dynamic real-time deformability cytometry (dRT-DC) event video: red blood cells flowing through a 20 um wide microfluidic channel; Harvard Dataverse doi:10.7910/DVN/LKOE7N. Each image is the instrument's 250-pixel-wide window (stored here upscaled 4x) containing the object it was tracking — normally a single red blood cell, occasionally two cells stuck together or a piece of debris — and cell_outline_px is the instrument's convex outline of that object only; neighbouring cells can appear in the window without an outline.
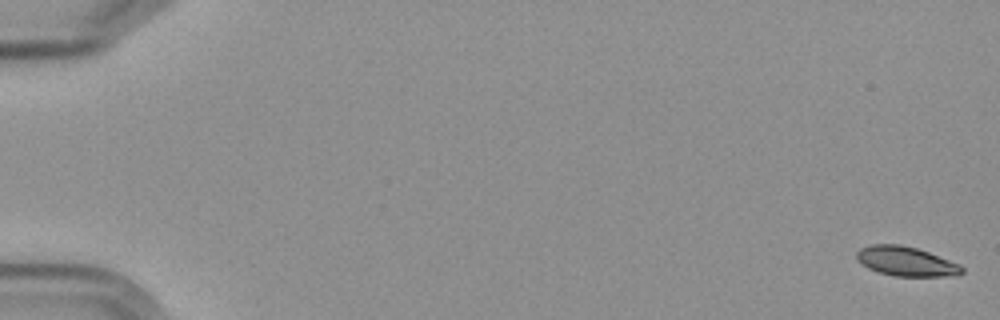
{"species": "Egyptian fruit bat (a non-hibernating species)", "species_latin": "Rousettus aegyptiacus", "temperature_condition": "cold", "stored_images_in_passage": 6, "camera_frame_rate_fps": 3000, "um_per_image_px": 0.085, "frame": {"image": 1, "passage_image": 1, "time_ms": 0.0, "image_size_px": [1000, 320], "cell_outline_px": [[964, 272], [956, 276], [896, 276], [880, 272], [868, 268], [860, 264], [856, 260], [856, 252], [860, 248], [872, 244], [900, 244], [916, 248], [928, 252], [960, 264], [964, 268]], "centroid_in_image_um": [77.01, 22.21], "position_along_channel_um": 8.0, "area_um2": 18.15}}
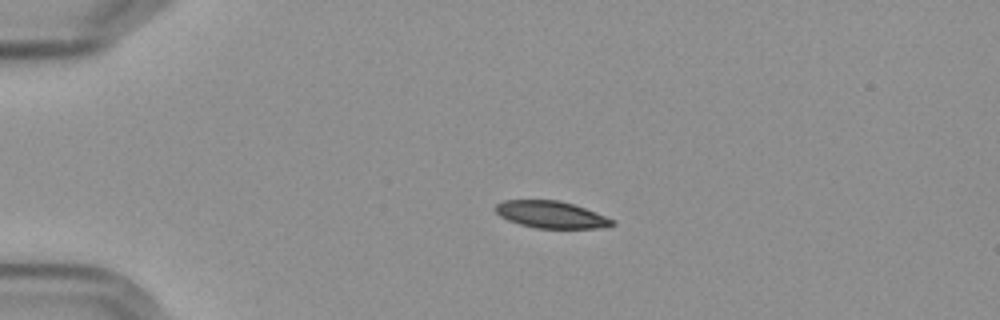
{"frame": {"image": 2, "passage_image": 4, "time_ms": 4.333, "image_size_px": [1000, 320], "cell_outline_px": [[616, 224], [600, 228], [536, 228], [520, 224], [508, 220], [500, 216], [492, 208], [496, 204], [504, 200], [560, 200], [596, 212], [616, 220]], "centroid_in_image_um": [46.84, 18.24], "position_along_channel_um": 38.2, "area_um2": 18.44}}
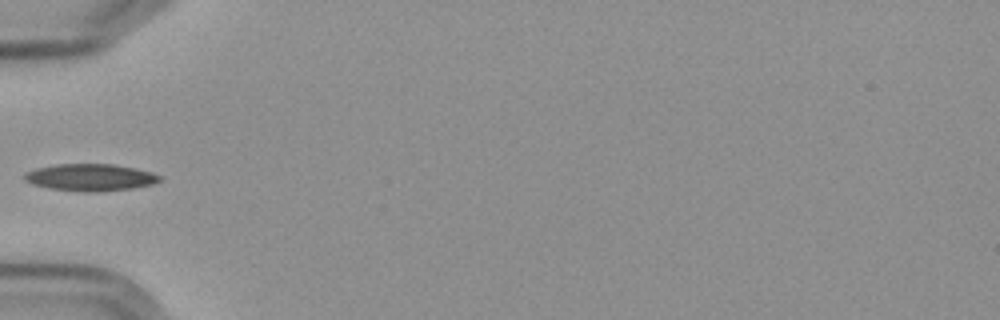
{"frame": {"image": 3, "passage_image": 6, "time_ms": 6.667, "image_size_px": [1000, 320], "cell_outline_px": [[160, 180], [152, 184], [132, 188], [92, 192], [84, 192], [52, 188], [32, 184], [24, 180], [24, 172], [36, 168], [56, 164], [112, 164], [136, 168], [152, 172], [160, 176]], "centroid_in_image_um": [7.65, 15.07], "position_along_channel_um": 77.3, "area_um2": 21.15}}